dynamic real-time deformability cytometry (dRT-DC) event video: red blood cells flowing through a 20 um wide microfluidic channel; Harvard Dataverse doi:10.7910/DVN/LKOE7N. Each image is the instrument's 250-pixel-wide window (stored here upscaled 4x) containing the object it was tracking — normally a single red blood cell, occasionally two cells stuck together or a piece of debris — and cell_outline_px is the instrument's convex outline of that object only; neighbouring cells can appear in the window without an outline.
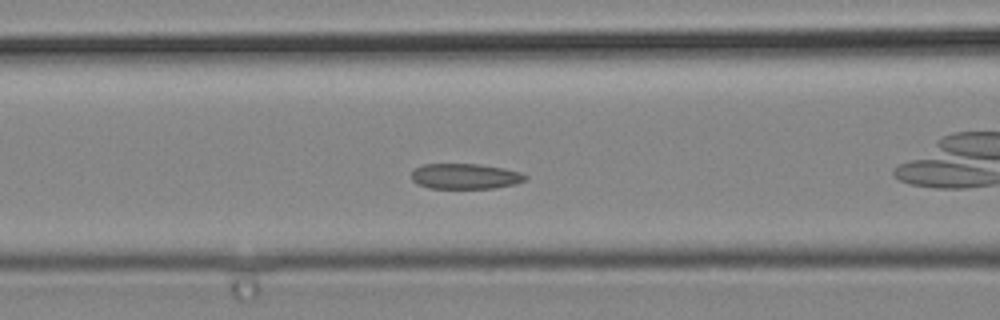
{"species": "common noctule bat (a hibernating species)", "species_latin": "Nyctalus noctula", "temperature_condition": "cold", "stored_images_in_passage": 30, "camera_frame_rate_fps": 3000, "um_per_image_px": 0.085, "animal": {"sex": "male", "body_mass_g": 19.2, "forearm_length_mm": 51.8}, "frame": {"image": 1, "passage_image": 3, "time_ms": 0.667, "image_size_px": [1000, 320], "cell_outline_px": [[528, 176], [524, 180], [516, 184], [492, 188], [428, 188], [412, 180], [412, 172], [420, 164], [480, 164], [504, 168], [520, 172]], "centroid_in_image_um": [39.55, 14.97], "position_along_channel_um": 127.1, "area_um2": 16.82}}
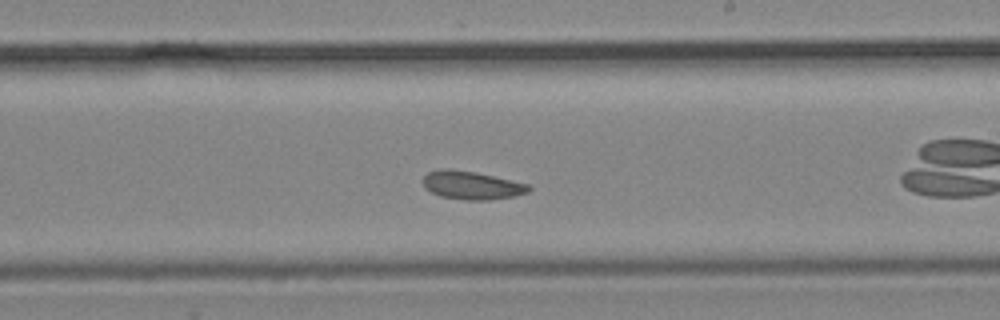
{"frame": {"image": 2, "passage_image": 11, "time_ms": 3.333, "image_size_px": [1000, 320], "cell_outline_px": [[532, 188], [528, 192], [516, 196], [488, 200], [468, 200], [440, 196], [424, 188], [424, 176], [428, 172], [440, 168], [448, 168], [476, 172], [528, 184]], "centroid_in_image_um": [40.09, 15.74], "position_along_channel_um": 248.9, "area_um2": 17.4}}
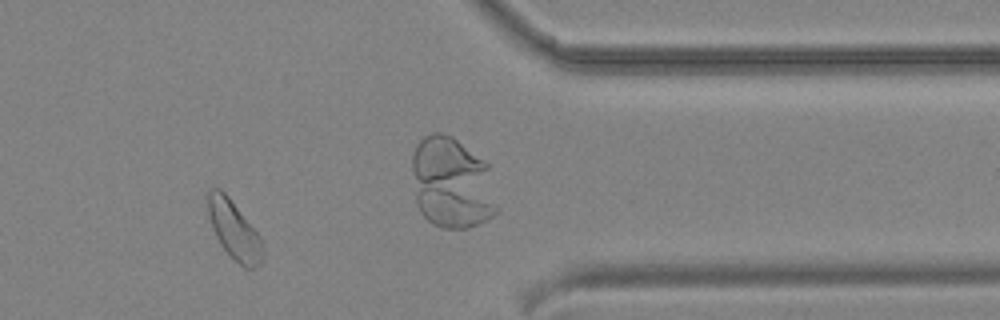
{"frame": {"image": 3, "passage_image": 22, "time_ms": 7.0, "image_size_px": [1000, 320], "cell_outline_px": [[264, 248], [260, 264], [256, 268], [244, 268], [220, 244], [212, 228], [208, 212], [208, 192], [212, 188], [220, 188], [228, 196], [260, 236]], "centroid_in_image_um": [19.91, 19.56], "position_along_channel_um": 391.5, "area_um2": 18.32}}